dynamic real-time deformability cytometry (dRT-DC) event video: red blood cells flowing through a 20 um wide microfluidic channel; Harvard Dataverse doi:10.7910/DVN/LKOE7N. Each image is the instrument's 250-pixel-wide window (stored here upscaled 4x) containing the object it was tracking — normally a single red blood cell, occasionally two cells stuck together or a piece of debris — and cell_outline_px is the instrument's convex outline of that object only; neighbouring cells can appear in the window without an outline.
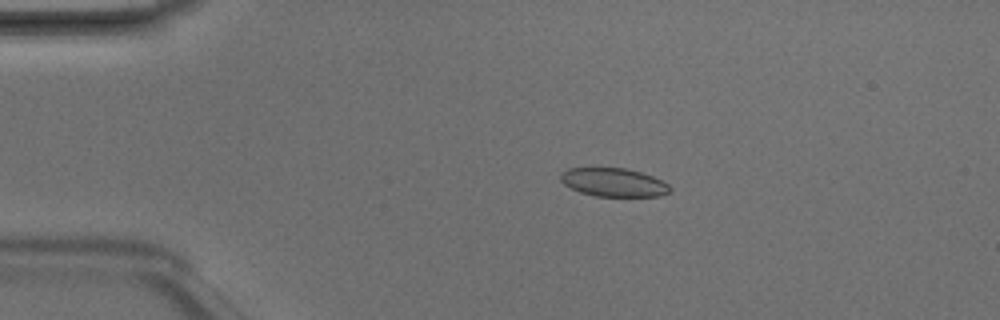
{"species": "Egyptian fruit bat (a non-hibernating species)", "species_latin": "Rousettus aegyptiacus", "temperature_condition": "room temperature", "stored_images_in_passage": 4, "camera_frame_rate_fps": 3000, "um_per_image_px": 0.085, "animal": {"sex": "male"}, "frame": {"image": 1, "passage_image": 3, "time_ms": 0.667, "image_size_px": [1000, 320], "cell_outline_px": [[672, 192], [660, 196], [596, 196], [580, 192], [564, 184], [560, 180], [560, 172], [568, 168], [624, 168], [640, 172], [652, 176], [668, 184], [672, 188]], "centroid_in_image_um": [52.16, 15.5], "position_along_channel_um": 32.8, "area_um2": 18.15}}